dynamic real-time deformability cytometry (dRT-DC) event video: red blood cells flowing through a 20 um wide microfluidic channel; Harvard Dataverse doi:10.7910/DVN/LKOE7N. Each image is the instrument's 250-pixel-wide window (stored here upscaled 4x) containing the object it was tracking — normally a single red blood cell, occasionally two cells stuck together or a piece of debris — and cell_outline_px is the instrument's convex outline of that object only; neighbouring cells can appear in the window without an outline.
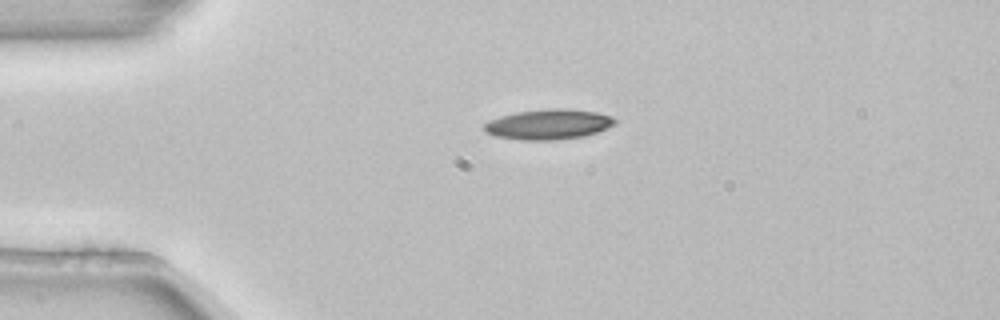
{"species": "common noctule bat (a hibernating species)", "species_latin": "Nyctalus noctula", "temperature_condition": "room temperature", "stored_images_in_passage": 4, "camera_frame_rate_fps": 3000, "um_per_image_px": 0.085, "animal": {"sex": "female", "body_mass_g": 22.7, "forearm_length_mm": 54.2}, "frame": {"image": 1, "passage_image": 3, "time_ms": 0.667, "image_size_px": [1000, 320], "cell_outline_px": [[616, 124], [608, 128], [584, 136], [556, 140], [520, 140], [496, 136], [488, 132], [484, 128], [484, 124], [488, 120], [500, 116], [516, 112], [548, 108], [568, 108], [596, 112], [612, 116], [616, 120]], "centroid_in_image_um": [46.65, 10.56], "position_along_channel_um": 38.4, "area_um2": 23.12}}